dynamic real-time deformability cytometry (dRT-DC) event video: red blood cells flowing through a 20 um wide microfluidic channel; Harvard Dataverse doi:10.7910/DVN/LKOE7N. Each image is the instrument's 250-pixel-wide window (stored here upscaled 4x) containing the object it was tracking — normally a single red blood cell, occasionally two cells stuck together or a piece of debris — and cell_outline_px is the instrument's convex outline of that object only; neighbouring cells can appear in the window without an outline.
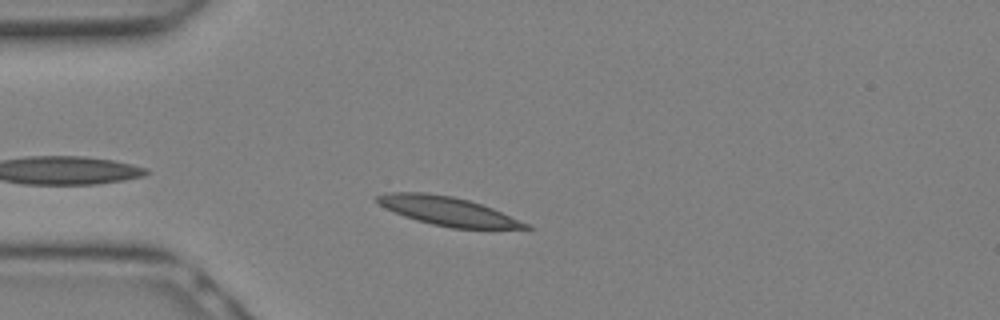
{"species": "Egyptian fruit bat (a non-hibernating species)", "species_latin": "Rousettus aegyptiacus", "temperature_condition": "warm", "stored_images_in_passage": 5, "camera_frame_rate_fps": 3000, "um_per_image_px": 0.085, "animal": {"sex": "female"}, "frame": {"image": 1, "passage_image": 2, "time_ms": 0.333, "image_size_px": [1000, 320], "cell_outline_px": [[532, 228], [452, 228], [432, 224], [416, 220], [404, 216], [380, 204], [376, 200], [376, 196], [388, 192], [424, 192], [452, 196], [468, 200], [492, 208], [528, 224]], "centroid_in_image_um": [38.02, 17.93], "position_along_channel_um": 47.0, "area_um2": 24.28}}